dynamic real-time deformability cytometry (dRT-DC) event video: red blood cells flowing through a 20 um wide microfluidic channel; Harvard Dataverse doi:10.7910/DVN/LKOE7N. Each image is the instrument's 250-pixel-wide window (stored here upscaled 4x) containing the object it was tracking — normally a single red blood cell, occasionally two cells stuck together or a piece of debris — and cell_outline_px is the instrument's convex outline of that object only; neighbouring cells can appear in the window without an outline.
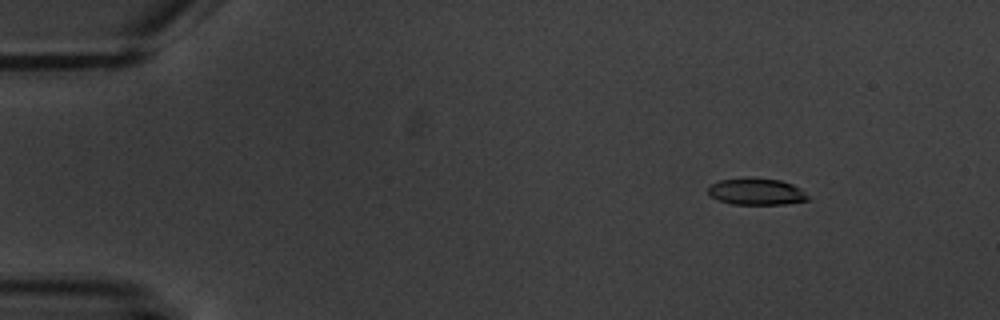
{"species": "common noctule bat (a hibernating species)", "species_latin": "Nyctalus noctula", "temperature_condition": "warm", "stored_images_in_passage": 5, "camera_frame_rate_fps": 3000, "um_per_image_px": 0.085, "animal": {"sex": "male", "body_mass_g": 20.1, "forearm_length_mm": 53.5}, "frame": {"image": 1, "passage_image": 3, "time_ms": 2.333, "image_size_px": [1000, 320], "cell_outline_px": [[808, 200], [784, 204], [732, 204], [720, 200], [712, 196], [708, 192], [708, 188], [712, 184], [720, 180], [744, 176], [748, 176], [780, 180], [792, 184], [800, 188], [808, 196]], "centroid_in_image_um": [64.29, 16.26], "position_along_channel_um": 20.7, "area_um2": 15.61}}
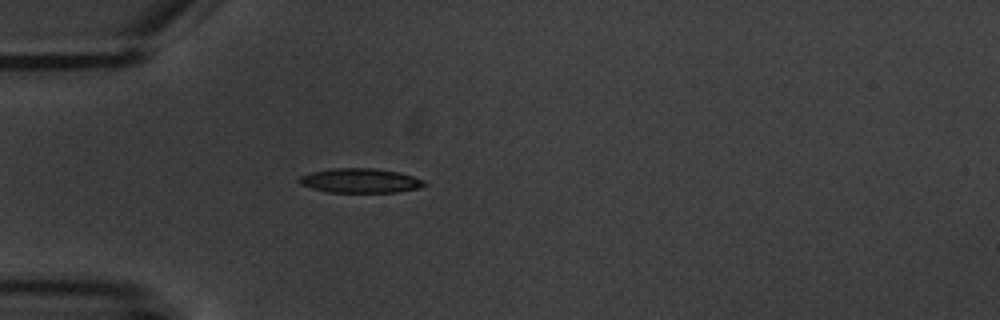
{"frame": {"image": 2, "passage_image": 5, "time_ms": 5.667, "image_size_px": [1000, 320], "cell_outline_px": [[428, 184], [420, 188], [396, 192], [328, 192], [312, 188], [300, 184], [296, 180], [300, 176], [312, 172], [332, 168], [376, 168], [400, 172], [424, 180]], "centroid_in_image_um": [30.63, 15.35], "position_along_channel_um": 54.4, "area_um2": 17.92}}